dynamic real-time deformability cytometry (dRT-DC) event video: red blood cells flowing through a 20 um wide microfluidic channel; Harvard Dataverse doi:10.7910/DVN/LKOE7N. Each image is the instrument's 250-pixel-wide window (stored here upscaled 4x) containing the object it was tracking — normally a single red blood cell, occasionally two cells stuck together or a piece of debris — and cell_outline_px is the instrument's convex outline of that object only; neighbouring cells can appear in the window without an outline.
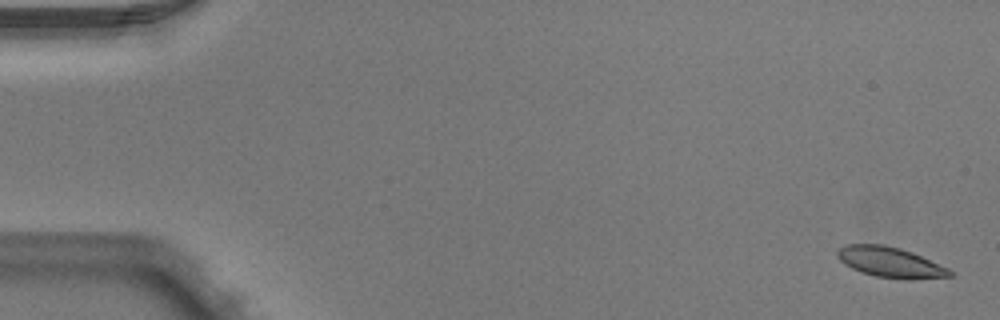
{"species": "Egyptian fruit bat (a non-hibernating species)", "species_latin": "Rousettus aegyptiacus", "temperature_condition": "warm", "stored_images_in_passage": 5, "camera_frame_rate_fps": 3000, "um_per_image_px": 0.085, "animal": {"sex": "male"}, "frame": {"image": 1, "passage_image": 1, "time_ms": 0.0, "image_size_px": [1000, 320], "cell_outline_px": [[952, 276], [912, 280], [908, 280], [876, 276], [860, 272], [844, 264], [836, 256], [836, 252], [840, 248], [848, 244], [884, 244], [900, 248], [912, 252], [948, 268], [952, 272]], "centroid_in_image_um": [75.66, 22.29], "position_along_channel_um": 9.3, "area_um2": 19.94}}